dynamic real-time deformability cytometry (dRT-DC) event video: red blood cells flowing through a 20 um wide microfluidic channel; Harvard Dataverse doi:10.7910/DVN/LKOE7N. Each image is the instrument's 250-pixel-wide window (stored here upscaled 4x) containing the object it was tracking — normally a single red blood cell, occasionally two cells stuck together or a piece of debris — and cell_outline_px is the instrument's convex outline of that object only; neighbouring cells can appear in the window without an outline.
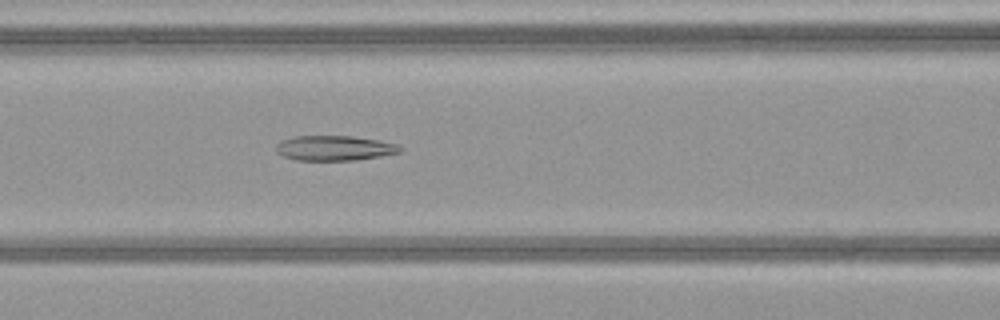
{"species": "common noctule bat (a hibernating species)", "species_latin": "Nyctalus noctula", "temperature_condition": "warm", "stored_images_in_passage": 50, "camera_frame_rate_fps": 3000, "um_per_image_px": 0.085, "animal": {"sex": "female", "body_mass_g": 21.9}, "frame": {"image": 1, "passage_image": 22, "time_ms": 7.0, "image_size_px": [1000, 320], "cell_outline_px": [[404, 148], [400, 152], [380, 156], [356, 160], [296, 160], [284, 156], [276, 152], [276, 144], [280, 140], [292, 136], [352, 136], [380, 140], [396, 144]], "centroid_in_image_um": [28.41, 12.58], "position_along_channel_um": 138.2, "area_um2": 18.15}}
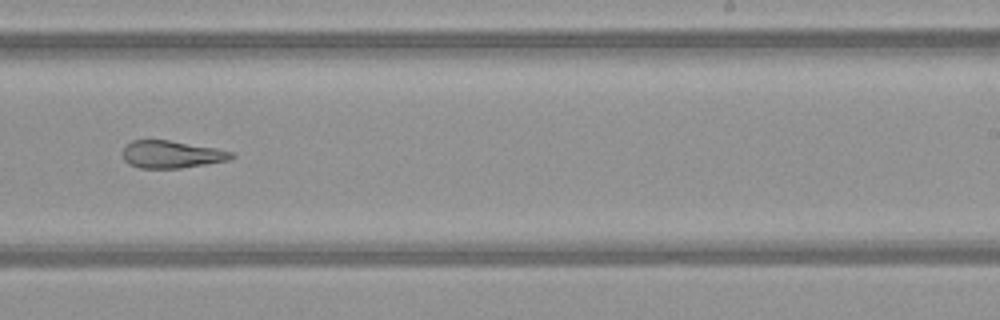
{"frame": {"image": 2, "passage_image": 32, "time_ms": 10.333, "image_size_px": [1000, 320], "cell_outline_px": [[236, 156], [228, 160], [180, 168], [140, 168], [128, 164], [124, 160], [124, 144], [132, 140], [168, 140], [216, 148], [232, 152]], "centroid_in_image_um": [14.55, 13.12], "position_along_channel_um": 274.4, "area_um2": 17.28}}
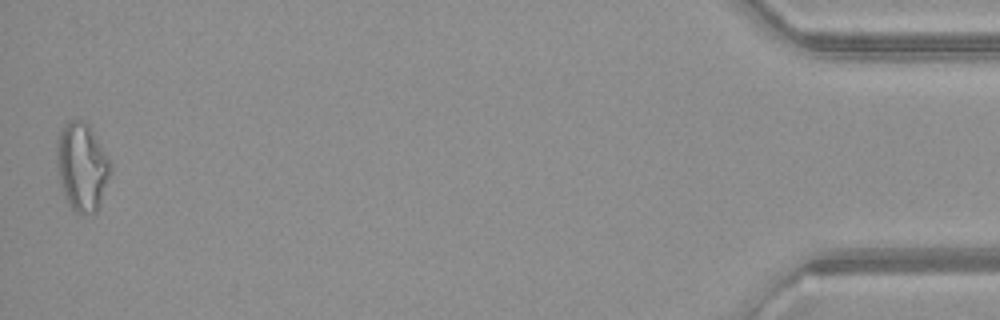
{"frame": {"image": 3, "passage_image": 50, "time_ms": 16.333, "image_size_px": [1000, 320], "cell_outline_px": [[112, 172], [100, 204], [96, 212], [84, 216], [76, 212], [68, 204], [60, 180], [56, 164], [56, 140], [60, 128], [68, 120], [84, 120], [88, 124], [112, 164]], "centroid_in_image_um": [6.96, 14.17], "position_along_channel_um": 428.2, "area_um2": 27.92}, "authors_computed_cell_mechanics": {"area_um2": 21.9929, "velocity_mm_per_s": 4.09, "shape_relaxation_time_tau1_ms": null, "shape_relaxation_time_tau2_ms": 2.6562, "deformation_change_tau1": null, "deformation_change_tau2": 0.1212}}